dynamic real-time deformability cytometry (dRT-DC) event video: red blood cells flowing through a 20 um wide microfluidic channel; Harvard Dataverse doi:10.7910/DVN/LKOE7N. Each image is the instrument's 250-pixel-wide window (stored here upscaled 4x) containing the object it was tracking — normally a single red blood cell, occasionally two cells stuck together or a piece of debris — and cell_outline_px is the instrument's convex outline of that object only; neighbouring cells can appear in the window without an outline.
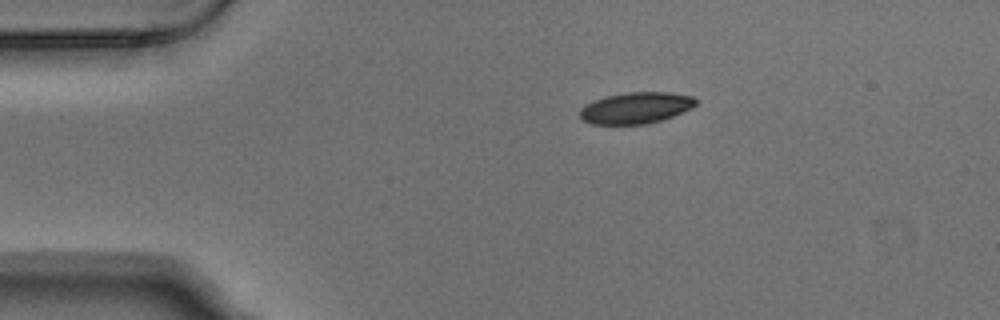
{"species": "Egyptian fruit bat (a non-hibernating species)", "species_latin": "Rousettus aegyptiacus", "temperature_condition": "warm", "stored_images_in_passage": 2, "camera_frame_rate_fps": 3000, "um_per_image_px": 0.085, "animal": {"sex": "male"}, "frame": {"image": 1, "passage_image": 1, "time_ms": 0.0, "image_size_px": [1000, 320], "cell_outline_px": [[696, 104], [692, 108], [672, 116], [660, 120], [644, 124], [592, 124], [584, 120], [580, 116], [580, 108], [584, 104], [604, 96], [624, 92], [668, 92], [692, 96], [696, 100]], "centroid_in_image_um": [54.02, 9.16], "position_along_channel_um": 31.0, "area_um2": 21.15}}